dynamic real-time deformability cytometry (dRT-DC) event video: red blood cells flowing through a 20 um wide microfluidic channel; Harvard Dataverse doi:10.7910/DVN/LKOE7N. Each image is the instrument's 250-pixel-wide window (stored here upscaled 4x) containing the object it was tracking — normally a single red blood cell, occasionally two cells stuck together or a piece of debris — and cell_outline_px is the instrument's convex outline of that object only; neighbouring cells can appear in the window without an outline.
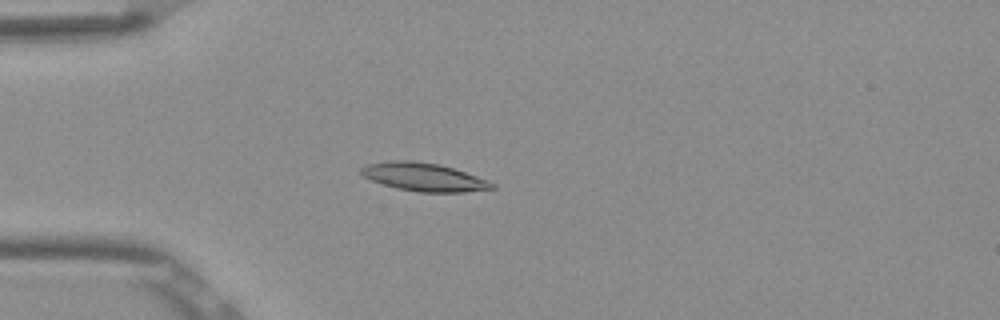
{"species": "Egyptian fruit bat (a non-hibernating species)", "species_latin": "Rousettus aegyptiacus", "temperature_condition": "room temperature", "stored_images_in_passage": 53, "camera_frame_rate_fps": 3000, "um_per_image_px": 0.085, "frame": {"image": 1, "passage_image": 15, "time_ms": 4.667, "image_size_px": [1000, 320], "cell_outline_px": [[496, 188], [464, 192], [416, 192], [396, 188], [372, 180], [364, 176], [360, 172], [360, 168], [368, 164], [388, 160], [412, 160], [440, 164], [488, 180], [496, 184]], "centroid_in_image_um": [36.03, 15.04], "position_along_channel_um": 49.0, "area_um2": 21.5}}
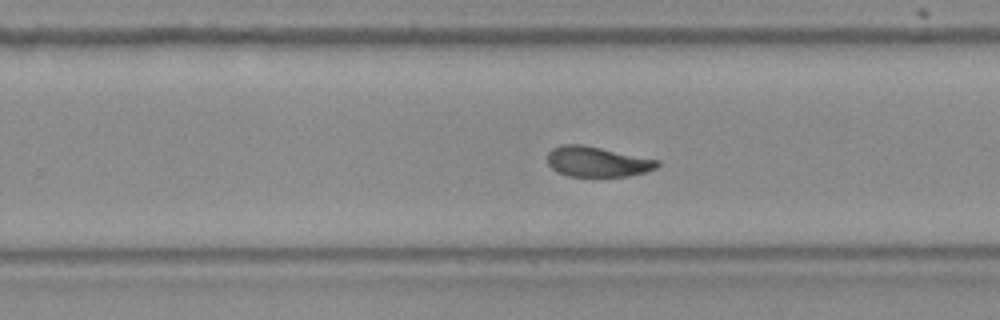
{"frame": {"image": 2, "passage_image": 34, "time_ms": 11.0, "image_size_px": [1000, 320], "cell_outline_px": [[660, 164], [656, 168], [644, 172], [628, 176], [568, 176], [556, 172], [548, 164], [548, 152], [552, 148], [560, 144], [580, 144], [660, 160]], "centroid_in_image_um": [50.74, 13.74], "position_along_channel_um": 279.1, "area_um2": 19.31}}
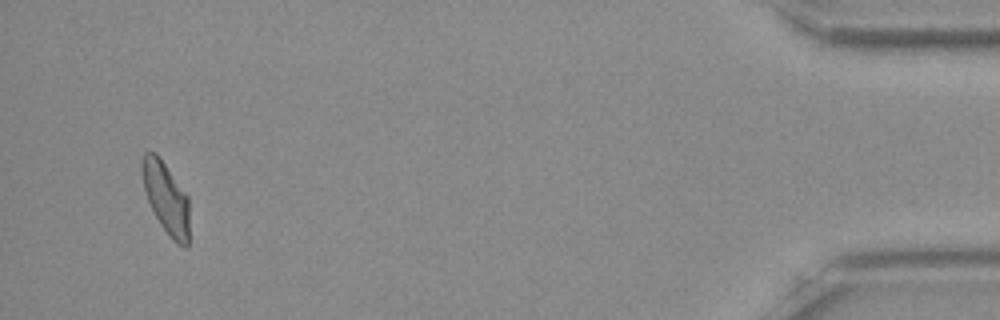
{"frame": {"image": 3, "passage_image": 51, "time_ms": 16.667, "image_size_px": [1000, 320], "cell_outline_px": [[188, 248], [184, 248], [176, 244], [172, 240], [160, 224], [148, 200], [144, 188], [140, 172], [140, 160], [144, 152], [156, 152], [188, 196]], "centroid_in_image_um": [14.09, 16.81], "position_along_channel_um": 421.1, "area_um2": 19.77}, "authors_computed_cell_mechanics": {"area_um2": 20.2878, "velocity_mm_per_s": 3.8587, "shape_relaxation_time_tau1_ms": 4.2434, "shape_relaxation_time_tau2_ms": 2.095, "deformation_change_tau1": 0.1638, "deformation_change_tau2": 0.0813}}